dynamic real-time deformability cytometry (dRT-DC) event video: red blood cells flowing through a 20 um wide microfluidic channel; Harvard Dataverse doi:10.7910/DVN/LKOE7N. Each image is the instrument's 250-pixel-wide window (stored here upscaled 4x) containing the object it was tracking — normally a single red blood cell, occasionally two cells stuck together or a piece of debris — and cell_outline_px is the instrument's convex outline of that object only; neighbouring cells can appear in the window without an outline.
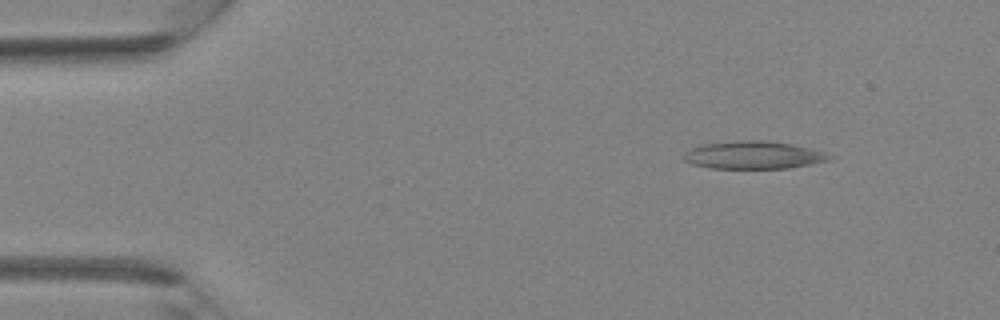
{"species": "Egyptian fruit bat (a non-hibernating species)", "species_latin": "Rousettus aegyptiacus", "temperature_condition": "room temperature", "stored_images_in_passage": 36, "camera_frame_rate_fps": 3000, "um_per_image_px": 0.085, "animal": {"sex": "female"}, "frame": {"image": 1, "passage_image": 4, "time_ms": 1.0, "image_size_px": [1000, 320], "cell_outline_px": [[836, 156], [832, 160], [788, 168], [708, 168], [692, 164], [684, 160], [684, 152], [700, 144], [736, 140], [764, 140], [792, 144], [824, 152]], "centroid_in_image_um": [64.05, 13.17], "position_along_channel_um": 21.0, "area_um2": 23.7}}
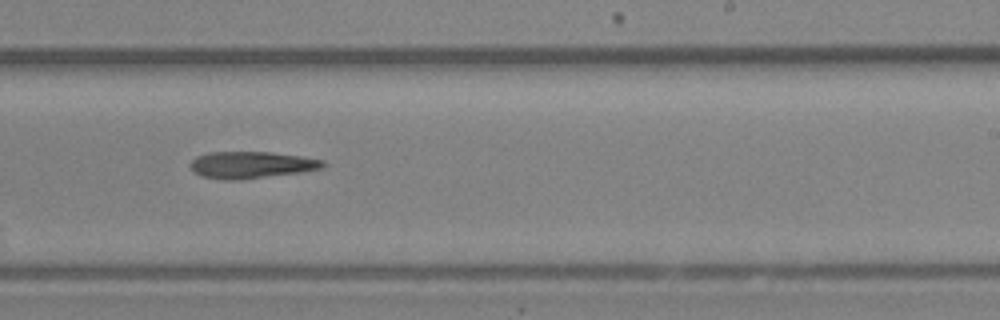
{"frame": {"image": 2, "passage_image": 22, "time_ms": 7.0, "image_size_px": [1000, 320], "cell_outline_px": [[324, 168], [300, 172], [240, 180], [224, 180], [200, 176], [188, 164], [196, 156], [208, 152], [272, 152], [300, 156], [324, 160]], "centroid_in_image_um": [21.34, 14.01], "position_along_channel_um": 267.7, "area_um2": 20.75}}
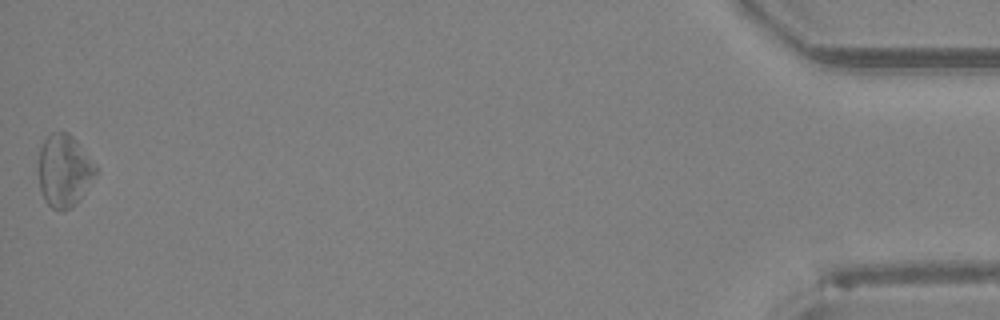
{"frame": {"image": 3, "passage_image": 36, "time_ms": 11.667, "image_size_px": [1000, 320], "cell_outline_px": [[100, 168], [96, 176], [80, 200], [72, 208], [64, 212], [60, 212], [52, 208], [44, 200], [40, 188], [36, 172], [40, 148], [44, 140], [52, 132], [68, 132], [76, 140]], "centroid_in_image_um": [5.46, 14.54], "position_along_channel_um": 429.7, "area_um2": 25.03}}